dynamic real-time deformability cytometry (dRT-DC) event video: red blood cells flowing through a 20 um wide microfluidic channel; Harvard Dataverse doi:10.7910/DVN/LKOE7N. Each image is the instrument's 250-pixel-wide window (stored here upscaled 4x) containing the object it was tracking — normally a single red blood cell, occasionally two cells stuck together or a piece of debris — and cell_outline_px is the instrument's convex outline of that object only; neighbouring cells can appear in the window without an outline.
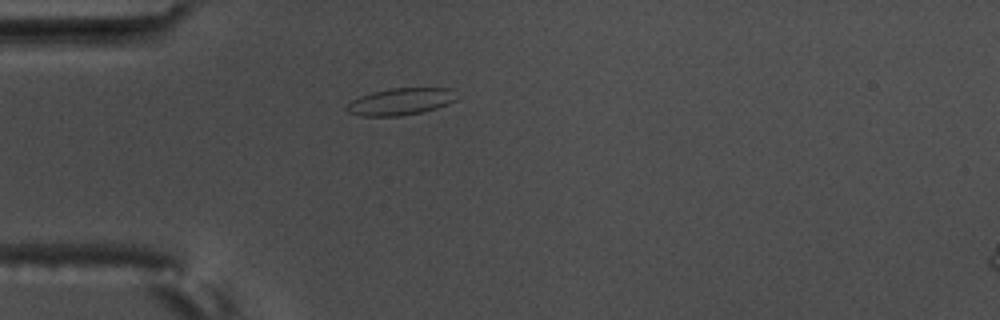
{"species": "common noctule bat (a hibernating species)", "species_latin": "Nyctalus noctula", "temperature_condition": "warm", "stored_images_in_passage": 2, "camera_frame_rate_fps": 3000, "um_per_image_px": 0.085, "animal": {"sex": "male", "body_mass_g": 17.5, "forearm_length_mm": 52.3}, "frame": {"image": 1, "passage_image": 2, "time_ms": 0.333, "image_size_px": [1000, 320], "cell_outline_px": [[456, 100], [448, 104], [424, 112], [400, 116], [360, 116], [348, 112], [344, 108], [352, 100], [360, 96], [372, 92], [392, 88], [452, 88]], "centroid_in_image_um": [34.03, 8.64], "position_along_channel_um": 51.0, "area_um2": 17.28}}